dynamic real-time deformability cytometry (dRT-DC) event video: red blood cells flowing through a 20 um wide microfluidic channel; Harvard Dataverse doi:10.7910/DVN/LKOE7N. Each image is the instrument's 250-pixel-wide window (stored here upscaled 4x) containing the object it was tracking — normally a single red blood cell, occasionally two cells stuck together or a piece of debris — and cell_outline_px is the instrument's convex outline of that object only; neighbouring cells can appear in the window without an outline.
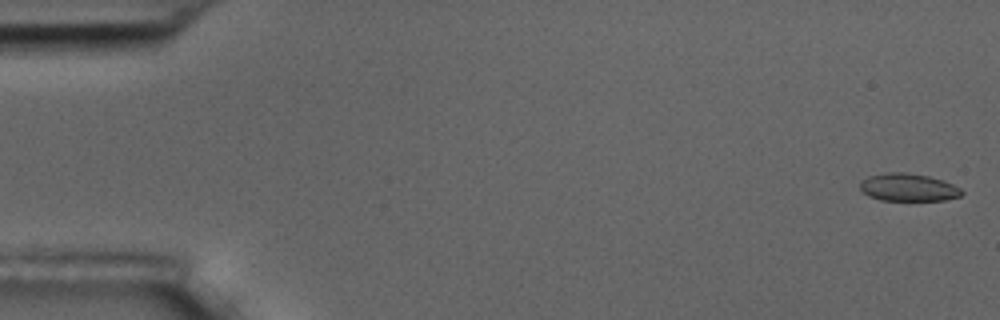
{"species": "common noctule bat (a hibernating species)", "species_latin": "Nyctalus noctula", "temperature_condition": "room temperature", "stored_images_in_passage": 57, "camera_frame_rate_fps": 3000, "um_per_image_px": 0.085, "animal": {"sex": "male", "body_mass_g": 17.5, "forearm_length_mm": 52.3}, "frame": {"image": 1, "passage_image": 2, "time_ms": 0.333, "image_size_px": [1000, 320], "cell_outline_px": [[964, 192], [960, 196], [944, 200], [880, 200], [868, 196], [860, 188], [860, 180], [868, 176], [888, 172], [904, 172], [928, 176], [944, 180], [960, 188]], "centroid_in_image_um": [77.19, 15.92], "position_along_channel_um": 7.8, "area_um2": 16.42}}
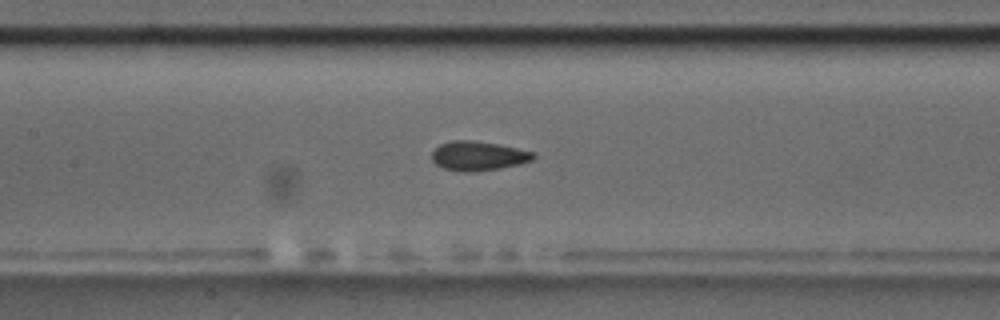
{"frame": {"image": 2, "passage_image": 27, "time_ms": 8.667, "image_size_px": [1000, 320], "cell_outline_px": [[536, 156], [532, 160], [520, 164], [500, 168], [472, 172], [460, 172], [444, 168], [436, 164], [432, 160], [432, 152], [440, 144], [452, 140], [472, 140], [500, 144], [536, 152]], "centroid_in_image_um": [40.68, 13.25], "position_along_channel_um": 166.7, "area_um2": 17.51}}
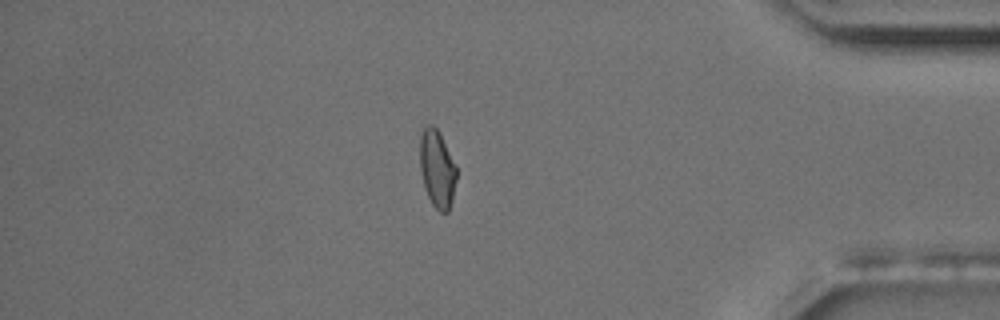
{"frame": {"image": 3, "passage_image": 49, "time_ms": 16.0, "image_size_px": [1000, 320], "cell_outline_px": [[456, 180], [452, 200], [448, 212], [440, 212], [432, 204], [428, 196], [424, 184], [420, 168], [420, 136], [424, 128], [428, 124], [432, 124], [436, 128], [456, 168]], "centroid_in_image_um": [37.14, 14.37], "position_along_channel_um": 398.1, "area_um2": 16.01}, "authors_computed_cell_mechanics": {"area_um2": 16.9932, "velocity_mm_per_s": 3.6168, "shape_relaxation_time_tau1_ms": null, "shape_relaxation_time_tau2_ms": 1.7476, "deformation_change_tau1": null, "deformation_change_tau2": 0.0636}}